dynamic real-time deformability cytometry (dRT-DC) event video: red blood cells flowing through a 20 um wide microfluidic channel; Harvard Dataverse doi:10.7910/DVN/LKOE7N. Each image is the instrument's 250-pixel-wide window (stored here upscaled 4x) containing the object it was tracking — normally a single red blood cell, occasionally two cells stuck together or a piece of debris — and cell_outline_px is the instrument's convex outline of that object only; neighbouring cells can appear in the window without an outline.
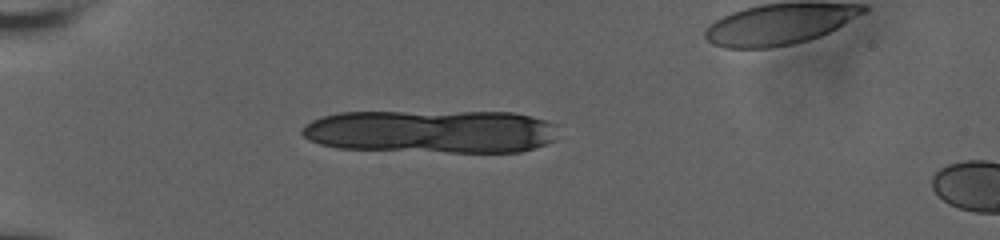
{"species": "human", "species_latin": "Homo sapiens", "temperature_condition": "room temperature", "stored_images_in_passage": 5, "camera_frame_rate_fps": 3000, "um_per_image_px": 0.085, "donor": {"sex": "male"}, "frame": {"image": 1, "passage_image": 1, "time_ms": 0.0, "image_size_px": [1000, 240], "cell_outline_px": [[560, 124], [556, 140], [520, 152], [448, 152], [340, 148], [320, 144], [308, 140], [300, 132], [300, 128], [304, 124], [312, 120], [324, 116], [340, 112], [512, 112], [532, 116]], "centroid_in_image_um": [36.71, 11.17], "position_along_channel_um": 48.3, "area_um2": 65.14}}